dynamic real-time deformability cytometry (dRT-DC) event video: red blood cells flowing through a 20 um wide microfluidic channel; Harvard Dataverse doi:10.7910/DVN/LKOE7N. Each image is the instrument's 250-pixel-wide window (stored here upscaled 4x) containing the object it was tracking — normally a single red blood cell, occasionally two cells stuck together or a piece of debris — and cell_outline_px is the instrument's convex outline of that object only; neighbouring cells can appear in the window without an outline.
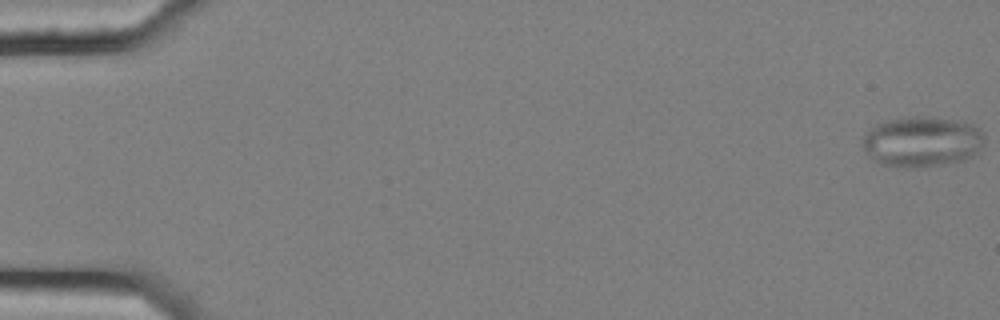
{"species": "common noctule bat (a hibernating species)", "species_latin": "Nyctalus noctula", "temperature_condition": "cold", "stored_images_in_passage": 5, "camera_frame_rate_fps": 3000, "um_per_image_px": 0.085, "animal": {"sex": "female", "body_mass_g": 25.1}, "frame": {"image": 1, "passage_image": 1, "time_ms": 0.0, "image_size_px": [1000, 320], "cell_outline_px": [[984, 144], [972, 156], [964, 160], [944, 164], [908, 168], [884, 164], [876, 160], [864, 148], [864, 136], [876, 124], [888, 120], [912, 116], [928, 116], [964, 120], [980, 128], [984, 136]], "centroid_in_image_um": [78.45, 12.01], "position_along_channel_um": 6.5, "area_um2": 35.66}}